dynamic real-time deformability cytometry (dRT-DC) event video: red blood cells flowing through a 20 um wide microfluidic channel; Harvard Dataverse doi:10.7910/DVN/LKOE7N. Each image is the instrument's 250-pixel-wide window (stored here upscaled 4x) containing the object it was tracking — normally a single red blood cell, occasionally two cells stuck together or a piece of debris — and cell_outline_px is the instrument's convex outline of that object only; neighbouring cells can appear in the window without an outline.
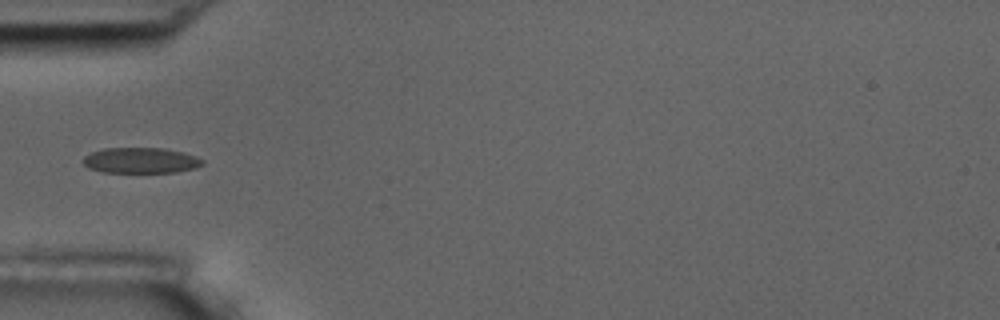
{"species": "common noctule bat (a hibernating species)", "species_latin": "Nyctalus noctula", "temperature_condition": "room temperature", "stored_images_in_passage": 7, "camera_frame_rate_fps": 3000, "um_per_image_px": 0.085, "animal": {"sex": "male", "body_mass_g": 17.5, "forearm_length_mm": 52.3}, "frame": {"image": 1, "passage_image": 5, "time_ms": 5.333, "image_size_px": [1000, 320], "cell_outline_px": [[204, 164], [196, 168], [176, 172], [104, 172], [88, 168], [84, 164], [84, 156], [92, 152], [104, 148], [164, 148], [184, 152], [196, 156], [204, 160]], "centroid_in_image_um": [12.0, 13.63], "position_along_channel_um": 73.0, "area_um2": 17.86}}